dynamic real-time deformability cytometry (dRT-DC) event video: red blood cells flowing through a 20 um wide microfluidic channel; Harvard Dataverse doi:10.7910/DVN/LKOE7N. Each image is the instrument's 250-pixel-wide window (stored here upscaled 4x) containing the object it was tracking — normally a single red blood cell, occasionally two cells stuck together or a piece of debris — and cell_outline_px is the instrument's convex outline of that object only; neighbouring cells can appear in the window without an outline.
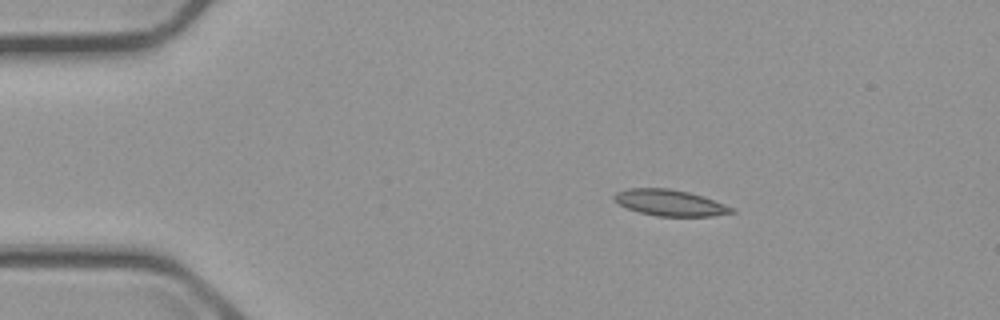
{"species": "common noctule bat (a hibernating species)", "species_latin": "Nyctalus noctula", "temperature_condition": "cold", "stored_images_in_passage": 3, "camera_frame_rate_fps": 3000, "um_per_image_px": 0.085, "animal": {"sex": "male", "body_mass_g": 23.1, "forearm_length_mm": 52.7}, "frame": {"image": 1, "passage_image": 2, "time_ms": 1.333, "image_size_px": [1000, 320], "cell_outline_px": [[736, 212], [712, 216], [656, 216], [640, 212], [628, 208], [612, 200], [612, 196], [616, 192], [628, 188], [668, 188], [688, 192], [704, 196], [736, 208]], "centroid_in_image_um": [56.96, 17.23], "position_along_channel_um": 28.0, "area_um2": 18.03}}